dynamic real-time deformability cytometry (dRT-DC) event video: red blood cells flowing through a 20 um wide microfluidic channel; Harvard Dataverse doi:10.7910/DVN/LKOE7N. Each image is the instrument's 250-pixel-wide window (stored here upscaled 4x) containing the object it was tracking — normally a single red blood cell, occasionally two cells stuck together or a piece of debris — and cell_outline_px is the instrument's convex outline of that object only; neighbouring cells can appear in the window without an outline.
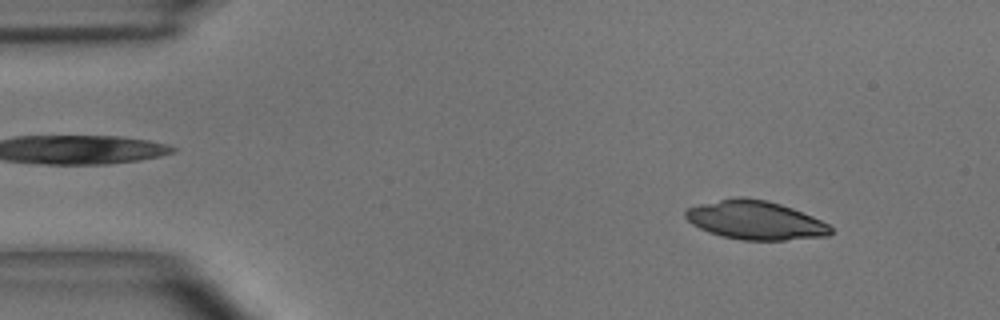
{"species": "common noctule bat (a hibernating species)", "species_latin": "Nyctalus noctula", "temperature_condition": "room temperature", "stored_images_in_passage": 53, "camera_frame_rate_fps": 3000, "um_per_image_px": 0.085, "animal": {"sex": "male", "body_mass_g": 15.6}, "frame": {"image": 1, "passage_image": 5, "time_ms": 1.333, "image_size_px": [1000, 320], "cell_outline_px": [[832, 232], [828, 236], [784, 240], [740, 240], [720, 236], [708, 232], [692, 224], [684, 216], [684, 212], [688, 208], [700, 204], [736, 196], [744, 196], [768, 200], [792, 208], [812, 216], [828, 224], [832, 228]], "centroid_in_image_um": [64.19, 18.71], "position_along_channel_um": 20.8, "area_um2": 32.89}}
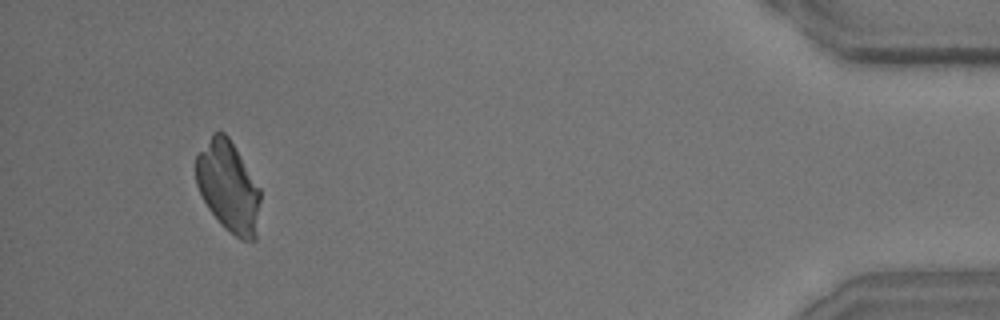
{"frame": {"image": 2, "passage_image": 50, "time_ms": 16.333, "image_size_px": [1000, 320], "cell_outline_px": [[260, 200], [256, 240], [240, 240], [224, 228], [220, 224], [208, 208], [196, 184], [196, 156], [212, 132], [224, 132], [228, 136], [260, 188]], "centroid_in_image_um": [19.4, 15.88], "position_along_channel_um": 415.8, "area_um2": 33.99}}